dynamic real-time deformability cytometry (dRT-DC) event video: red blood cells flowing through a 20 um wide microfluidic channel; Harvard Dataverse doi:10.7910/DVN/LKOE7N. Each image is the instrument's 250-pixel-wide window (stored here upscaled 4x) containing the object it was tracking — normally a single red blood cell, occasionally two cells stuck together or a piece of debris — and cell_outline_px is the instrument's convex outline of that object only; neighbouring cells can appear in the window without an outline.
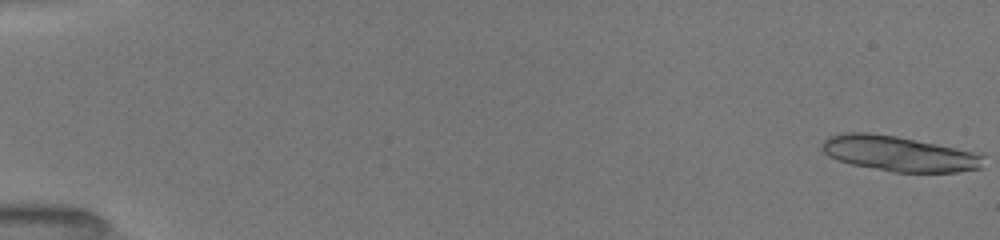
{"species": "common noctule bat (a hibernating species)", "species_latin": "Nyctalus noctula", "temperature_condition": "room temperature", "stored_images_in_passage": 17, "camera_frame_rate_fps": 3000, "um_per_image_px": 0.085, "animal": {"sex": "female", "body_mass_g": 19.5, "forearm_length_mm": 54.1}, "frame": {"image": 1, "passage_image": 1, "time_ms": 0.0, "image_size_px": [1000, 240], "cell_outline_px": [[984, 156], [980, 168], [956, 172], [892, 172], [852, 164], [836, 160], [828, 156], [824, 152], [820, 144], [828, 136], [844, 132], [868, 132], [896, 136], [984, 152]], "centroid_in_image_um": [76.44, 13.04], "position_along_channel_um": 8.6, "area_um2": 33.7}}